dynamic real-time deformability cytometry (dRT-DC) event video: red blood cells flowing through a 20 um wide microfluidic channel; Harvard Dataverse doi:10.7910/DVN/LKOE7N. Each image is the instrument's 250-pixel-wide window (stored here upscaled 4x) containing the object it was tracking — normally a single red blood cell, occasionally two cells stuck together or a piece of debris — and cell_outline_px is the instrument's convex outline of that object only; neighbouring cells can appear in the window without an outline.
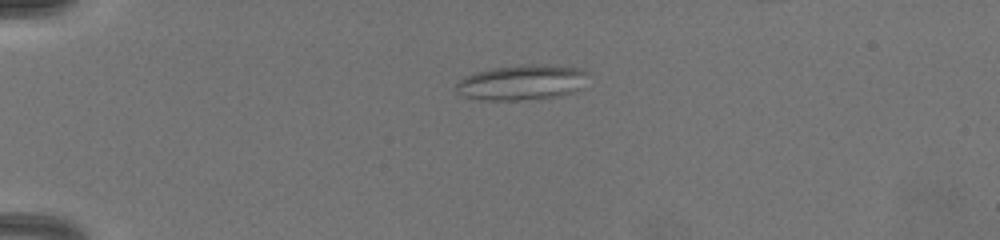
{"species": "common noctule bat (a hibernating species)", "species_latin": "Nyctalus noctula", "temperature_condition": "warm", "stored_images_in_passage": 13, "camera_frame_rate_fps": 3000, "um_per_image_px": 0.085, "animal": {"sex": "female", "body_mass_g": 19.5, "forearm_length_mm": 54.1}, "frame": {"image": 1, "passage_image": 5, "time_ms": 4.333, "image_size_px": [1000, 240], "cell_outline_px": [[588, 72], [576, 88], [572, 92], [560, 96], [520, 100], [480, 100], [464, 96], [456, 88], [456, 84], [460, 80], [476, 72], [496, 68], [576, 68]], "centroid_in_image_um": [44.24, 7.09], "position_along_channel_um": 40.8, "area_um2": 24.91}}
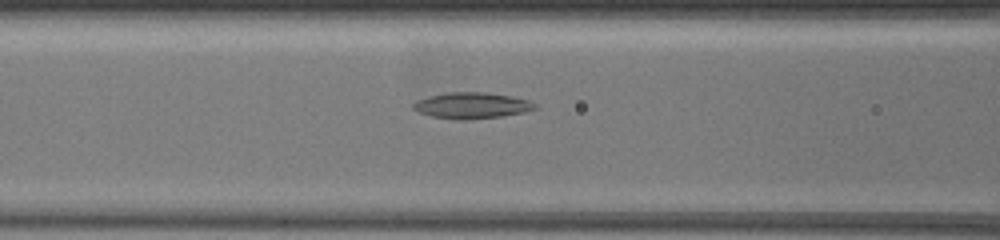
{"frame": {"image": 2, "passage_image": 9, "time_ms": 7.667, "image_size_px": [1000, 240], "cell_outline_px": [[536, 108], [524, 112], [500, 116], [468, 120], [452, 120], [432, 116], [420, 112], [412, 108], [412, 104], [416, 100], [428, 96], [448, 92], [484, 92], [512, 96], [528, 100], [536, 104]], "centroid_in_image_um": [40.06, 8.97], "position_along_channel_um": 126.5, "area_um2": 18.55}}
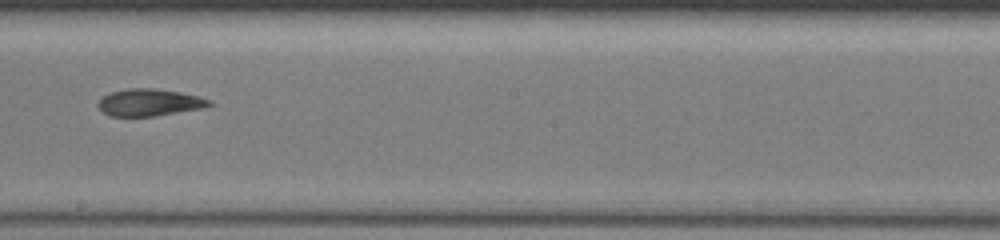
{"frame": {"image": 3, "passage_image": 13, "time_ms": 10.333, "image_size_px": [1000, 240], "cell_outline_px": [[212, 104], [200, 108], [152, 116], [108, 116], [100, 108], [100, 100], [104, 96], [112, 92], [128, 88], [152, 88], [176, 92], [196, 96], [212, 100]], "centroid_in_image_um": [12.68, 8.71], "position_along_channel_um": 235.5, "area_um2": 16.94}}